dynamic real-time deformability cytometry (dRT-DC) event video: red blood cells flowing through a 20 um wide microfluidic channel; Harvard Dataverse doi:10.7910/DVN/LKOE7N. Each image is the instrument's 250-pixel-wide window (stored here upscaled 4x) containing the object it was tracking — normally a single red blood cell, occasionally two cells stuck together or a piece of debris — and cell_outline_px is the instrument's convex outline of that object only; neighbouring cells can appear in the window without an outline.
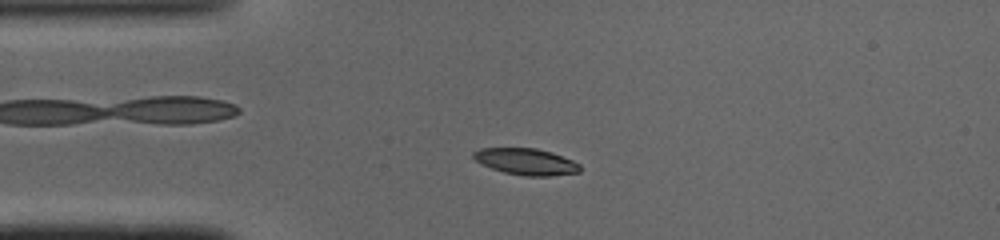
{"species": "common noctule bat (a hibernating species)", "species_latin": "Nyctalus noctula", "temperature_condition": "cold", "stored_images_in_passage": 47, "camera_frame_rate_fps": 3000, "um_per_image_px": 0.085, "animal": {"sex": "male", "body_mass_g": 19.0, "forearm_length_mm": 50.8}, "frame": {"image": 1, "passage_image": 10, "time_ms": 3.0, "image_size_px": [1000, 240], "cell_outline_px": [[580, 172], [548, 176], [524, 176], [504, 172], [492, 168], [476, 160], [472, 156], [472, 152], [480, 148], [536, 148], [552, 152], [572, 160], [580, 164]], "centroid_in_image_um": [44.73, 13.73], "position_along_channel_um": 40.3, "area_um2": 16.36}}
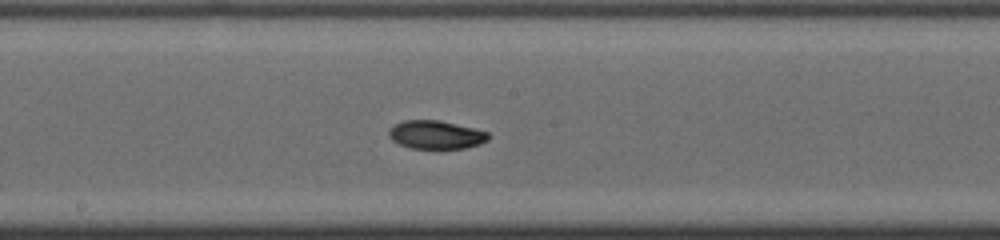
{"frame": {"image": 2, "passage_image": 24, "time_ms": 7.667, "image_size_px": [1000, 240], "cell_outline_px": [[488, 140], [480, 144], [464, 148], [412, 148], [400, 144], [392, 140], [388, 136], [388, 132], [392, 124], [404, 120], [440, 120], [488, 132]], "centroid_in_image_um": [37.01, 11.44], "position_along_channel_um": 211.2, "area_um2": 16.36}}
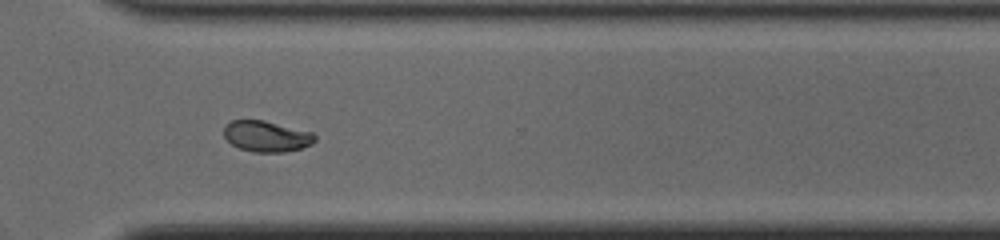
{"frame": {"image": 3, "passage_image": 34, "time_ms": 11.0, "image_size_px": [1000, 240], "cell_outline_px": [[316, 140], [312, 144], [300, 148], [284, 152], [252, 152], [240, 148], [232, 144], [224, 136], [224, 124], [232, 120], [264, 120], [312, 132], [316, 136]], "centroid_in_image_um": [22.65, 11.58], "position_along_channel_um": 348.0, "area_um2": 16.42}, "authors_computed_cell_mechanics": {"area_um2": 16.5308, "velocity_mm_per_s": 4.0901, "shape_relaxation_time_tau1_ms": 4.6389, "shape_relaxation_time_tau2_ms": 5.7079, "deformation_change_tau1": 0.1529, "deformation_change_tau2": 0.0692}}